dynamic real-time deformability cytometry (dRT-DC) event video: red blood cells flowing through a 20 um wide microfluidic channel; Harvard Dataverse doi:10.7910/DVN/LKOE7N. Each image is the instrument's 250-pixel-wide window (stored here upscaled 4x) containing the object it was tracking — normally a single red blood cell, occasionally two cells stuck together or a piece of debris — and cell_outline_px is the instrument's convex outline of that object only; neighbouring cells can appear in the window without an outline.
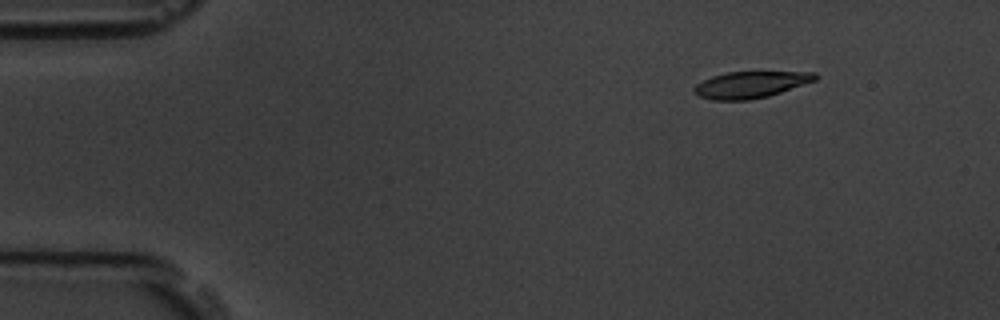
{"species": "common noctule bat (a hibernating species)", "species_latin": "Nyctalus noctula", "temperature_condition": "room temperature", "stored_images_in_passage": 5, "camera_frame_rate_fps": 3000, "um_per_image_px": 0.085, "animal": {"sex": "male", "body_mass_g": 19.5, "forearm_length_mm": 54.6}, "frame": {"image": 1, "passage_image": 2, "time_ms": 0.333, "image_size_px": [1000, 320], "cell_outline_px": [[820, 76], [816, 80], [768, 96], [748, 100], [712, 100], [700, 96], [692, 88], [696, 84], [712, 76], [728, 72], [816, 72]], "centroid_in_image_um": [63.82, 7.19], "position_along_channel_um": 21.2, "area_um2": 18.55}}
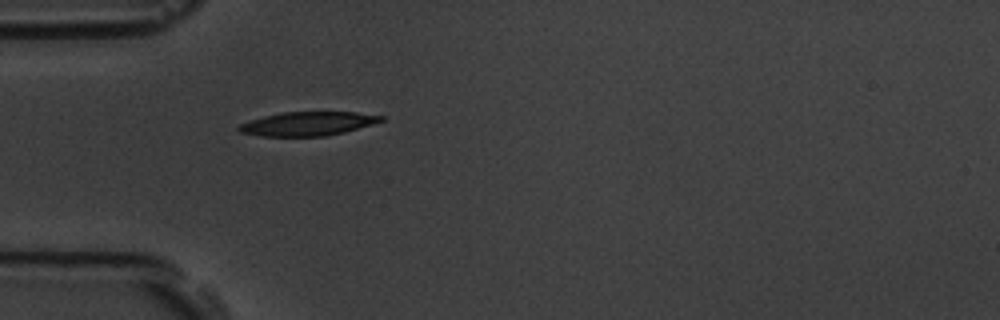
{"frame": {"image": 2, "passage_image": 5, "time_ms": 1.333, "image_size_px": [1000, 320], "cell_outline_px": [[384, 120], [372, 124], [344, 132], [324, 136], [264, 136], [240, 132], [236, 128], [240, 124], [264, 116], [280, 112], [356, 112], [384, 116]], "centroid_in_image_um": [26.17, 10.51], "position_along_channel_um": 58.8, "area_um2": 19.59}}